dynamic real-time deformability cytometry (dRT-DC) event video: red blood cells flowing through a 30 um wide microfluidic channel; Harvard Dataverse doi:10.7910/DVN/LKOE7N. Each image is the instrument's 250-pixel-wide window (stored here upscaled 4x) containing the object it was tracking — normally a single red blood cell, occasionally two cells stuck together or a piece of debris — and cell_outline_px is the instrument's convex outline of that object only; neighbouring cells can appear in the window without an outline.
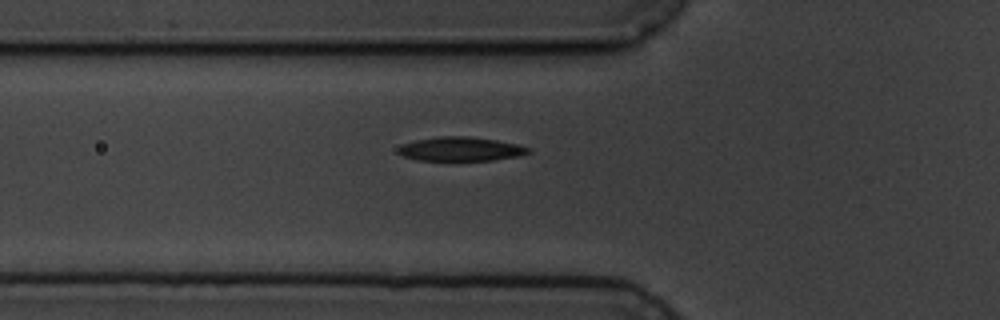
{"species": "common noctule bat (a hibernating species)", "species_latin": "Nyctalus noctula", "temperature_condition": "cold", "stored_images_in_passage": 5, "camera_frame_rate_fps": 3000, "um_per_image_px": 0.085, "animal": {"sex": "male", "body_mass_g": 19.5, "forearm_length_mm": 54.6}, "frame": {"image": 1, "passage_image": 5, "time_ms": 5.333, "image_size_px": [1000, 320], "cell_outline_px": [[532, 152], [520, 156], [492, 160], [416, 160], [404, 156], [396, 152], [400, 144], [416, 140], [440, 136], [468, 136], [496, 140], [516, 144], [532, 148]], "centroid_in_image_um": [39.16, 12.66], "position_along_channel_um": 86.6, "area_um2": 18.32}}